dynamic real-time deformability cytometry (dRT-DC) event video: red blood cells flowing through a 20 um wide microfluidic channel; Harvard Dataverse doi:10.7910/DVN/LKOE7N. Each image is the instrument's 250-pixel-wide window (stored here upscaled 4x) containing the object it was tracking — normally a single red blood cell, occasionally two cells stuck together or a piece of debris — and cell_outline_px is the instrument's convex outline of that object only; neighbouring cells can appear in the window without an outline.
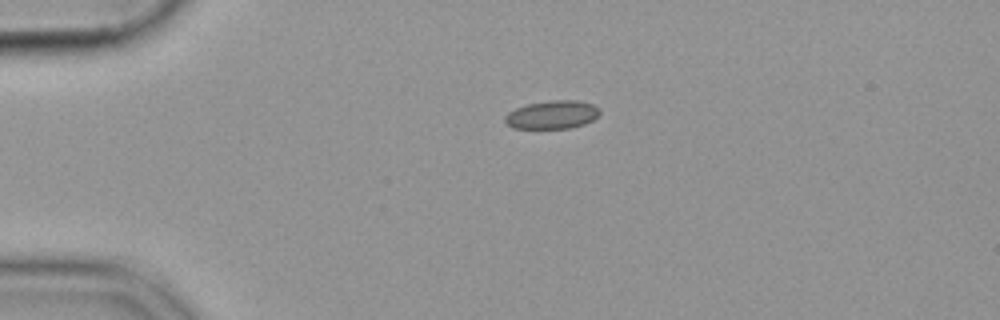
{"species": "common noctule bat (a hibernating species)", "species_latin": "Nyctalus noctula", "temperature_condition": "cold", "stored_images_in_passage": 44, "camera_frame_rate_fps": 3000, "um_per_image_px": 0.085, "animal": {"sex": "female", "body_mass_g": 19.9}, "frame": {"image": 1, "passage_image": 1, "time_ms": 0.0, "image_size_px": [1000, 320], "cell_outline_px": [[600, 112], [592, 120], [584, 124], [572, 128], [512, 128], [504, 124], [504, 116], [508, 112], [516, 108], [528, 104], [548, 100], [576, 100], [592, 104], [600, 108]], "centroid_in_image_um": [46.9, 9.75], "position_along_channel_um": 38.1, "area_um2": 15.72}}
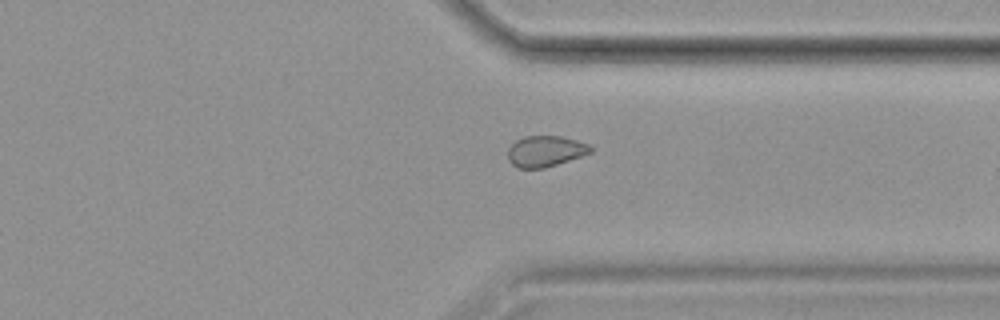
{"frame": {"image": 2, "passage_image": 31, "time_ms": 10.0, "image_size_px": [1000, 320], "cell_outline_px": [[592, 152], [544, 168], [516, 168], [508, 160], [508, 148], [516, 140], [524, 136], [560, 136], [576, 140], [588, 144], [592, 148]], "centroid_in_image_um": [46.32, 12.85], "position_along_channel_um": 365.1, "area_um2": 14.8}}
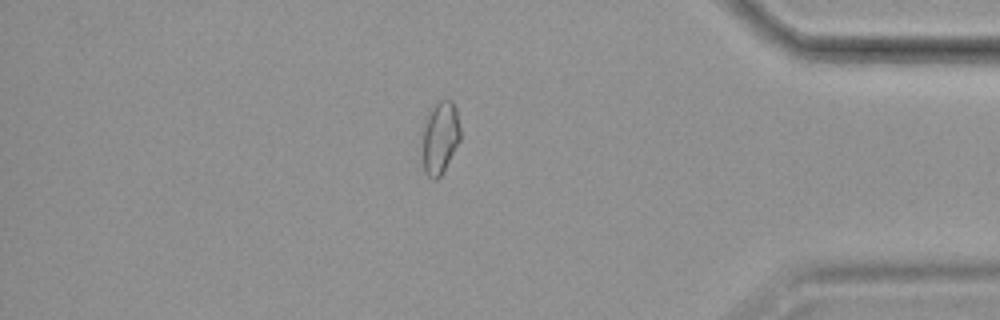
{"frame": {"image": 3, "passage_image": 36, "time_ms": 11.667, "image_size_px": [1000, 320], "cell_outline_px": [[460, 140], [444, 172], [436, 180], [432, 180], [424, 172], [420, 136], [420, 128], [424, 116], [428, 108], [440, 100], [452, 100], [456, 108], [460, 128]], "centroid_in_image_um": [37.33, 11.67], "position_along_channel_um": 397.9, "area_um2": 17.17}}